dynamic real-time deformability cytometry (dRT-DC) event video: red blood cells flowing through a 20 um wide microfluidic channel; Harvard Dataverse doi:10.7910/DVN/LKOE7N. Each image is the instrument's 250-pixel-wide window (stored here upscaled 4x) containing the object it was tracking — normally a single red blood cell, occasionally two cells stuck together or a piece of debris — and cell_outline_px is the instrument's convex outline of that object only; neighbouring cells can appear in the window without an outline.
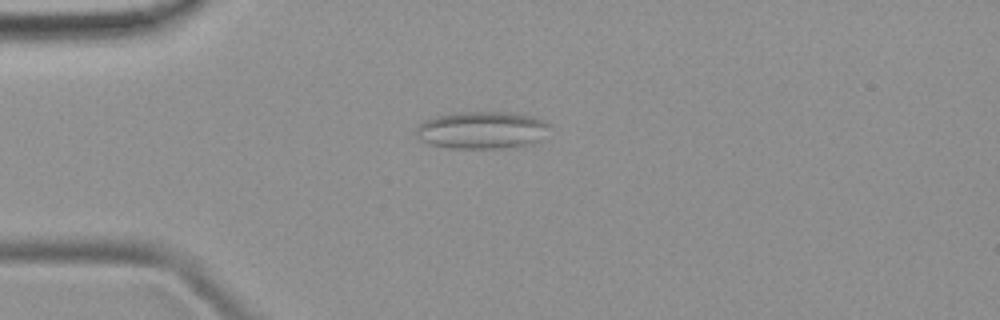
{"species": "common noctule bat (a hibernating species)", "species_latin": "Nyctalus noctula", "temperature_condition": "room temperature", "stored_images_in_passage": 37, "camera_frame_rate_fps": 3000, "um_per_image_px": 0.085, "animal": {"sex": "female", "body_mass_g": 19.9}, "frame": {"image": 1, "passage_image": 1, "time_ms": 0.0, "image_size_px": [1000, 320], "cell_outline_px": [[552, 124], [540, 140], [532, 144], [504, 148], [452, 148], [432, 144], [420, 140], [416, 136], [416, 128], [424, 120], [436, 116], [464, 112], [504, 112], [532, 116], [544, 120]], "centroid_in_image_um": [40.99, 11.06], "position_along_channel_um": 44.0, "area_um2": 29.02}}
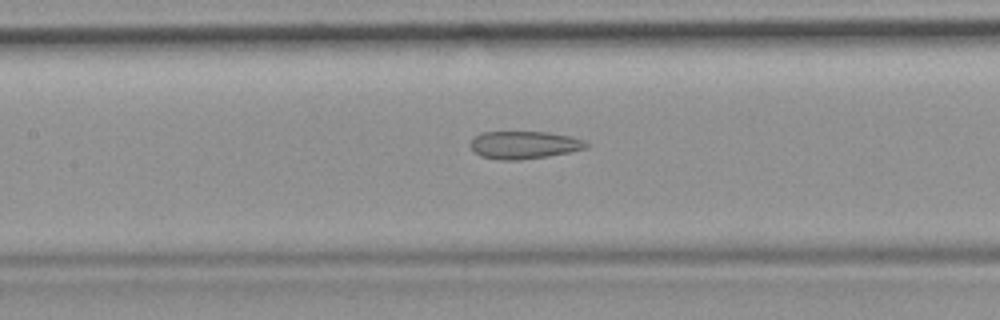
{"frame": {"image": 2, "passage_image": 11, "time_ms": 3.333, "image_size_px": [1000, 320], "cell_outline_px": [[592, 144], [588, 148], [548, 156], [520, 160], [500, 160], [480, 156], [468, 144], [480, 132], [548, 132], [572, 136], [584, 140]], "centroid_in_image_um": [44.59, 12.32], "position_along_channel_um": 162.8, "area_um2": 18.84}}